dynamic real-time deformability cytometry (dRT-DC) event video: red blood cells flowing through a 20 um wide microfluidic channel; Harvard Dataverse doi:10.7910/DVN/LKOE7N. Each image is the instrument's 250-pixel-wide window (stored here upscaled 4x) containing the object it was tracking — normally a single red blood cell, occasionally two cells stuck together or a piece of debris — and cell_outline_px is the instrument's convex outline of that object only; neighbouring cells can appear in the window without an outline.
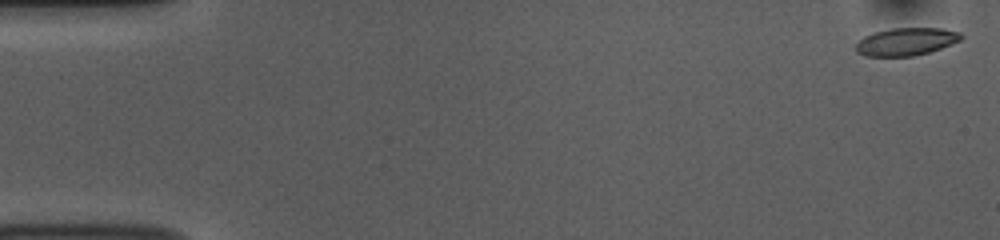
{"species": "common noctule bat (a hibernating species)", "species_latin": "Nyctalus noctula", "temperature_condition": "room temperature", "stored_images_in_passage": 53, "camera_frame_rate_fps": 3000, "um_per_image_px": 0.085, "animal": {"sex": "female", "body_mass_g": 10.0, "forearm_length_mm": 53.1}, "frame": {"image": 1, "passage_image": 1, "time_ms": 0.0, "image_size_px": [1000, 240], "cell_outline_px": [[964, 36], [960, 40], [940, 48], [928, 52], [912, 56], [864, 56], [856, 52], [856, 44], [864, 36], [872, 32], [892, 28], [944, 28], [960, 32]], "centroid_in_image_um": [77.01, 3.53], "position_along_channel_um": 8.0, "area_um2": 16.99}}
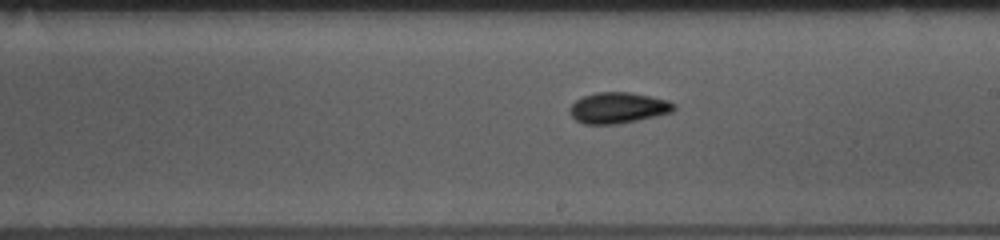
{"frame": {"image": 2, "passage_image": 30, "time_ms": 9.667, "image_size_px": [1000, 240], "cell_outline_px": [[676, 108], [672, 112], [656, 116], [616, 124], [584, 124], [576, 120], [568, 112], [568, 108], [576, 100], [584, 96], [596, 92], [628, 92], [668, 100], [676, 104]], "centroid_in_image_um": [52.52, 9.17], "position_along_channel_um": 236.5, "area_um2": 18.73}}
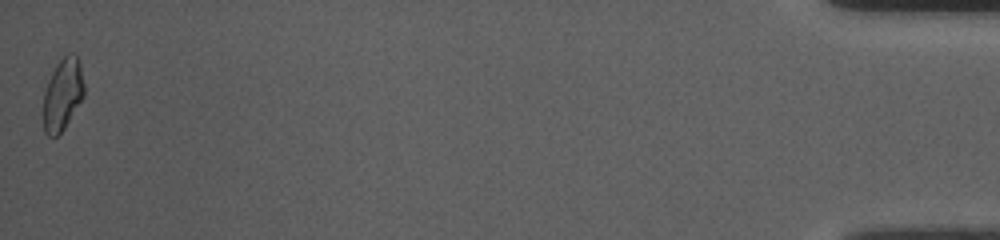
{"frame": {"image": 3, "passage_image": 53, "time_ms": 17.333, "image_size_px": [1000, 240], "cell_outline_px": [[84, 96], [64, 128], [56, 136], [48, 136], [44, 132], [44, 92], [48, 80], [56, 64], [68, 52], [76, 52], [80, 64], [84, 84]], "centroid_in_image_um": [5.34, 7.98], "position_along_channel_um": 429.9, "area_um2": 17.05}, "authors_computed_cell_mechanics": {"area_um2": 17.5712, "velocity_mm_per_s": 3.7572, "shape_relaxation_time_tau1_ms": 3.459, "shape_relaxation_time_tau2_ms": 2.8781, "deformation_change_tau1": 0.1278, "deformation_change_tau2": 0.0764}}